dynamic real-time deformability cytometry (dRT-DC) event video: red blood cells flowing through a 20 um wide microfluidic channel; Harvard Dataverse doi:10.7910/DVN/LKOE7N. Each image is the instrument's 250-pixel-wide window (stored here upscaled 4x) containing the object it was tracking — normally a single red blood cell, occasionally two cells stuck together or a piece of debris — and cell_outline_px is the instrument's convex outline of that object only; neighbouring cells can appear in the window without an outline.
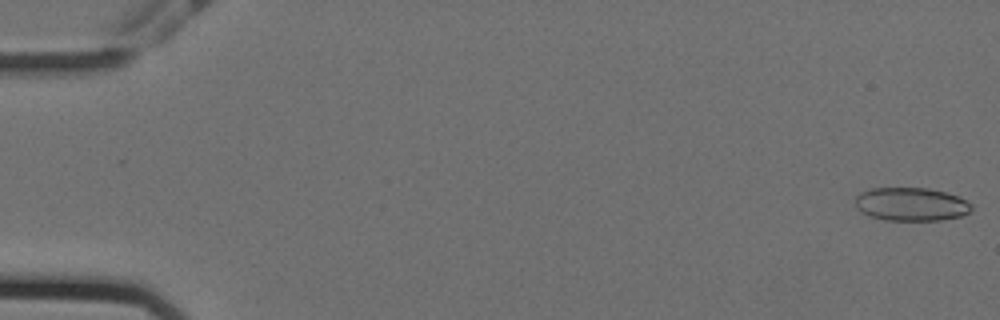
{"species": "Egyptian fruit bat (a non-hibernating species)", "species_latin": "Rousettus aegyptiacus", "temperature_condition": "cold", "stored_images_in_passage": 57, "camera_frame_rate_fps": 3000, "um_per_image_px": 0.085, "animal": {"sex": "female"}, "frame": {"image": 1, "passage_image": 1, "time_ms": 0.0, "image_size_px": [1000, 320], "cell_outline_px": [[972, 208], [968, 212], [960, 216], [940, 220], [884, 220], [868, 216], [860, 212], [856, 208], [856, 196], [860, 192], [868, 188], [928, 188], [960, 196], [972, 204]], "centroid_in_image_um": [77.41, 17.35], "position_along_channel_um": 7.6, "area_um2": 22.77}}
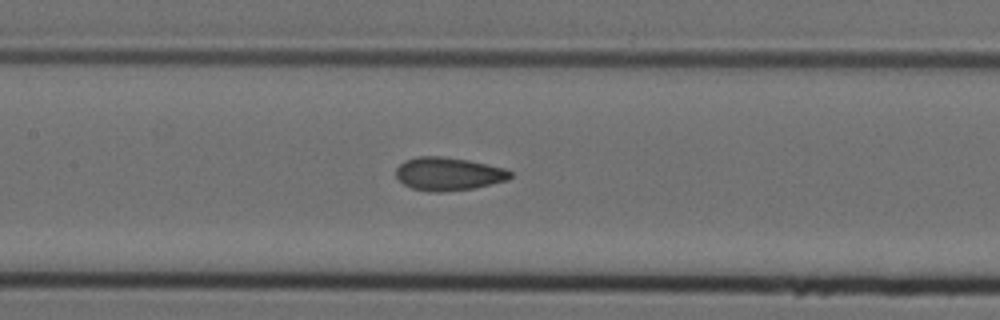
{"frame": {"image": 2, "passage_image": 27, "time_ms": 8.667, "image_size_px": [1000, 320], "cell_outline_px": [[512, 176], [508, 180], [492, 184], [472, 188], [440, 192], [428, 192], [412, 188], [404, 184], [396, 176], [396, 168], [404, 160], [420, 156], [440, 156], [468, 160], [504, 168], [512, 172]], "centroid_in_image_um": [38.1, 14.78], "position_along_channel_um": 169.3, "area_um2": 22.02}}
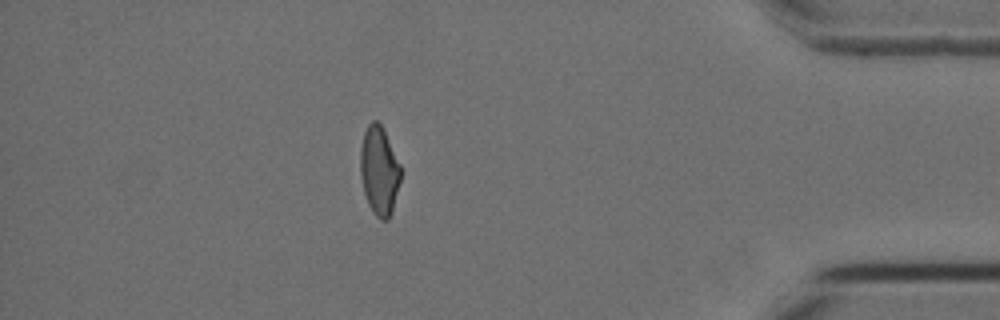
{"frame": {"image": 3, "passage_image": 50, "time_ms": 16.333, "image_size_px": [1000, 320], "cell_outline_px": [[400, 180], [392, 212], [388, 220], [380, 220], [372, 212], [368, 204], [364, 192], [360, 176], [360, 148], [364, 132], [368, 124], [372, 120], [376, 120], [380, 124], [400, 164]], "centroid_in_image_um": [32.21, 14.54], "position_along_channel_um": 403.0, "area_um2": 20.75}, "authors_computed_cell_mechanics": {"area_um2": 22.0218, "velocity_mm_per_s": 3.5734, "shape_relaxation_time_tau1_ms": null, "shape_relaxation_time_tau2_ms": 1.4957, "deformation_change_tau1": null, "deformation_change_tau2": 0.0824}}